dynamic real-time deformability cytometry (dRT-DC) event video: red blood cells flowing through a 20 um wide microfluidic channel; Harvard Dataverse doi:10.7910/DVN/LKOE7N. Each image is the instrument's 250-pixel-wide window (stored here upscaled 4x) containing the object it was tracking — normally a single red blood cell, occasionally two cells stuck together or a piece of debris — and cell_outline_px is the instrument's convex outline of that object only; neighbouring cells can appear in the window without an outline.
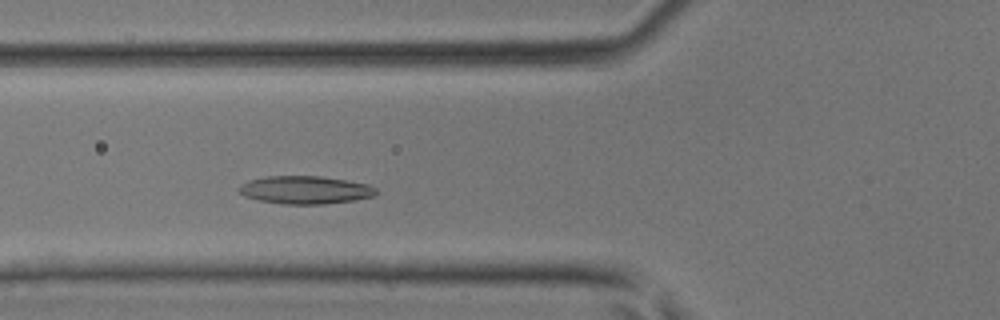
{"species": "common noctule bat (a hibernating species)", "species_latin": "Nyctalus noctula", "temperature_condition": "room temperature", "stored_images_in_passage": 32, "camera_frame_rate_fps": 3000, "um_per_image_px": 0.085, "animal": {"sex": "male", "body_mass_g": 17.9, "forearm_length_mm": 54.2}, "frame": {"image": 1, "passage_image": 4, "time_ms": 1.0, "image_size_px": [1000, 320], "cell_outline_px": [[376, 192], [372, 196], [352, 200], [324, 204], [284, 204], [260, 200], [244, 196], [236, 188], [240, 184], [248, 180], [264, 176], [320, 176], [368, 184], [376, 188]], "centroid_in_image_um": [25.87, 16.13], "position_along_channel_um": 99.9, "area_um2": 22.2}}
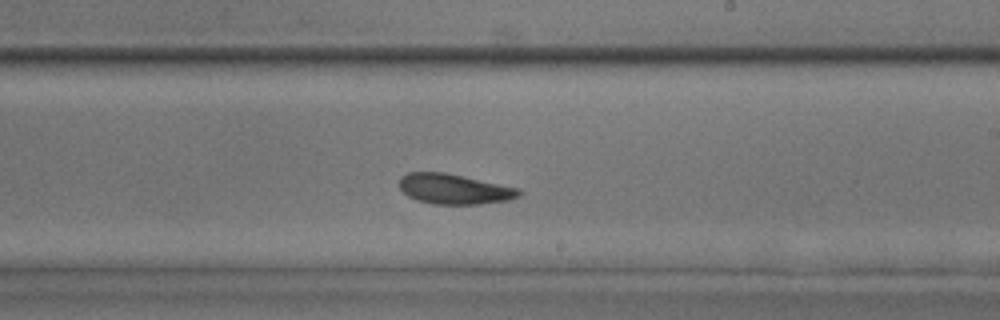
{"frame": {"image": 2, "passage_image": 14, "time_ms": 4.333, "image_size_px": [1000, 320], "cell_outline_px": [[524, 192], [520, 196], [508, 200], [480, 204], [432, 204], [416, 200], [408, 196], [400, 188], [400, 176], [408, 172], [444, 172], [520, 188]], "centroid_in_image_um": [38.63, 16.07], "position_along_channel_um": 250.4, "area_um2": 21.15}}
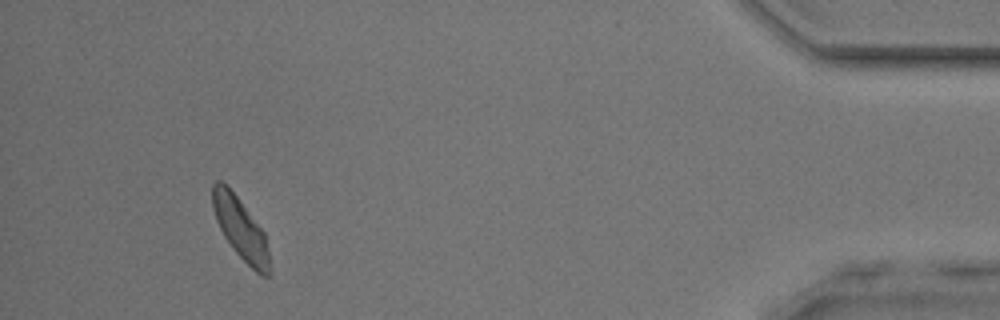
{"frame": {"image": 3, "passage_image": 29, "time_ms": 9.333, "image_size_px": [1000, 320], "cell_outline_px": [[268, 276], [260, 276], [232, 248], [224, 236], [216, 220], [212, 208], [212, 184], [216, 180], [220, 180], [236, 196], [264, 232], [268, 252]], "centroid_in_image_um": [20.4, 19.41], "position_along_channel_um": 414.8, "area_um2": 19.83}}